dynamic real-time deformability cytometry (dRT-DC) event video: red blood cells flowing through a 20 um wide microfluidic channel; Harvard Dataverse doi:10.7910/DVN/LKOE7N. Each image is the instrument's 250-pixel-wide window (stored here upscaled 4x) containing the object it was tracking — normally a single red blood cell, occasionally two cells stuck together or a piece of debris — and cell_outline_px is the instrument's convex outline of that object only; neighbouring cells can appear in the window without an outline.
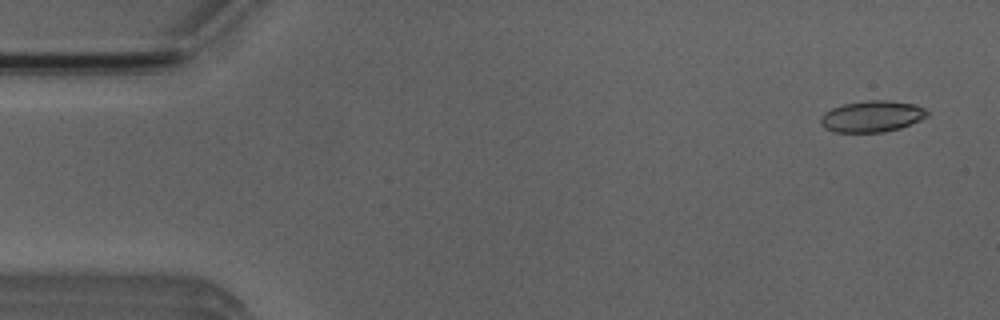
{"species": "Egyptian fruit bat (a non-hibernating species)", "species_latin": "Rousettus aegyptiacus", "temperature_condition": "room temperature", "stored_images_in_passage": 4, "camera_frame_rate_fps": 3000, "um_per_image_px": 0.085, "animal": {"sex": "male"}, "frame": {"image": 1, "passage_image": 1, "time_ms": 0.0, "image_size_px": [1000, 320], "cell_outline_px": [[928, 116], [920, 120], [900, 128], [884, 132], [836, 132], [824, 128], [820, 124], [820, 116], [824, 112], [832, 108], [844, 104], [868, 100], [888, 100], [916, 104], [924, 108], [928, 112]], "centroid_in_image_um": [74.11, 9.89], "position_along_channel_um": 10.9, "area_um2": 19.54}}